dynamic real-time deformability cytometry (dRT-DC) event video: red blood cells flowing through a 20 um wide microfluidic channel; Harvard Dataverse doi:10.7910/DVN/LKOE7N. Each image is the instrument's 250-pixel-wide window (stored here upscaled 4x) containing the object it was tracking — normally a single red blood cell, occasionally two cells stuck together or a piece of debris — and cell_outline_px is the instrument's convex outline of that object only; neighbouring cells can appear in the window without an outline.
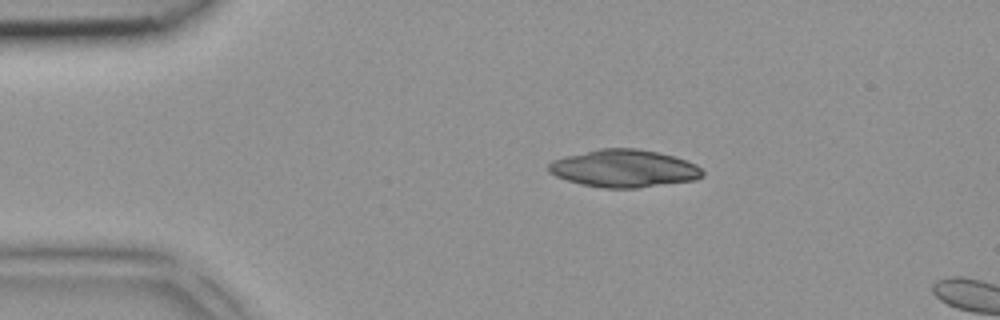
{"species": "common noctule bat (a hibernating species)", "species_latin": "Nyctalus noctula", "temperature_condition": "room temperature", "stored_images_in_passage": 4, "camera_frame_rate_fps": 3000, "um_per_image_px": 0.085, "animal": {"sex": "female", "body_mass_g": 18.4}, "frame": {"image": 1, "passage_image": 2, "time_ms": 0.333, "image_size_px": [1000, 320], "cell_outline_px": [[704, 176], [696, 180], [636, 188], [604, 188], [580, 184], [556, 176], [548, 172], [548, 164], [552, 160], [564, 156], [600, 148], [636, 148], [676, 156], [696, 164], [704, 172]], "centroid_in_image_um": [53.05, 14.32], "position_along_channel_um": 32.0, "area_um2": 33.87}}